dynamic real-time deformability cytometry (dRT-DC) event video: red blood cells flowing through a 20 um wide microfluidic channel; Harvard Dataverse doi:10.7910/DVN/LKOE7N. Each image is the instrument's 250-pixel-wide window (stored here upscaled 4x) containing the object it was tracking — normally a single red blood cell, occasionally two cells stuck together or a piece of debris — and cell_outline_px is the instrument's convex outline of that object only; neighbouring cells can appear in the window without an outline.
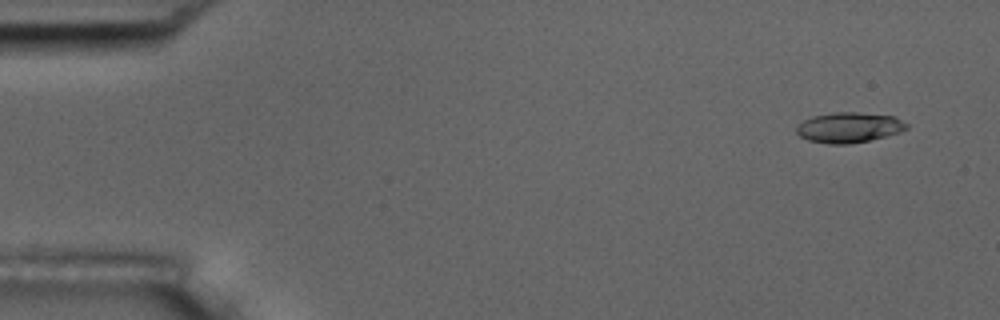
{"species": "common noctule bat (a hibernating species)", "species_latin": "Nyctalus noctula", "temperature_condition": "room temperature", "stored_images_in_passage": 5, "camera_frame_rate_fps": 3000, "um_per_image_px": 0.085, "animal": {"sex": "male", "body_mass_g": 17.5, "forearm_length_mm": 52.3}, "frame": {"image": 1, "passage_image": 1, "time_ms": 0.0, "image_size_px": [1000, 320], "cell_outline_px": [[908, 128], [900, 132], [868, 140], [848, 144], [828, 144], [808, 140], [800, 136], [796, 132], [796, 124], [812, 116], [832, 112], [856, 112], [896, 116], [908, 124]], "centroid_in_image_um": [72.14, 10.82], "position_along_channel_um": 12.9, "area_um2": 19.54}}